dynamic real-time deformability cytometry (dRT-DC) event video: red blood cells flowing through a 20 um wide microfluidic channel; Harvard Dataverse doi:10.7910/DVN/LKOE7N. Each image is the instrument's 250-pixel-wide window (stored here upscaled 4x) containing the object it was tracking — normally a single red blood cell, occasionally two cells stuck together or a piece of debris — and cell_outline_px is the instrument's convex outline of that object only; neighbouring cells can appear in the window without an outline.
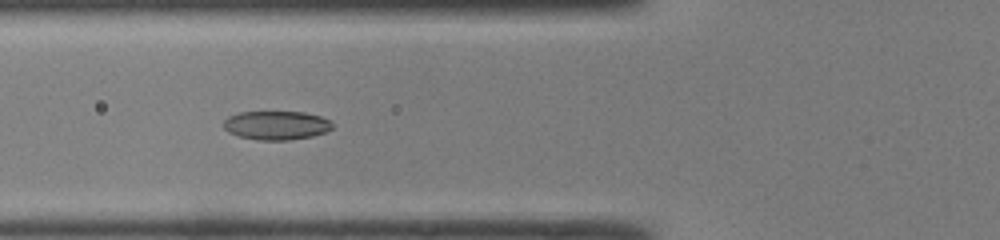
{"species": "common noctule bat (a hibernating species)", "species_latin": "Nyctalus noctula", "temperature_condition": "room temperature", "stored_images_in_passage": 47, "camera_frame_rate_fps": 3000, "um_per_image_px": 0.085, "animal": {"sex": "male", "body_mass_g": 19.0, "forearm_length_mm": 50.8}, "frame": {"image": 1, "passage_image": 18, "time_ms": 5.667, "image_size_px": [1000, 240], "cell_outline_px": [[332, 128], [324, 132], [312, 136], [288, 140], [256, 140], [240, 136], [228, 132], [224, 128], [224, 120], [228, 116], [240, 112], [304, 112], [320, 116], [328, 120], [332, 124]], "centroid_in_image_um": [23.46, 10.65], "position_along_channel_um": 102.3, "area_um2": 18.15}}
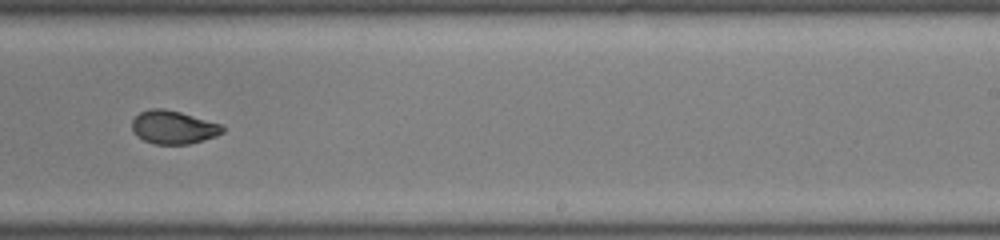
{"frame": {"image": 2, "passage_image": 30, "time_ms": 9.667, "image_size_px": [1000, 240], "cell_outline_px": [[224, 132], [216, 136], [204, 140], [188, 144], [152, 144], [136, 136], [132, 128], [132, 120], [140, 112], [152, 108], [164, 108], [180, 112], [220, 124], [224, 128]], "centroid_in_image_um": [14.71, 10.82], "position_along_channel_um": 274.3, "area_um2": 17.51}}
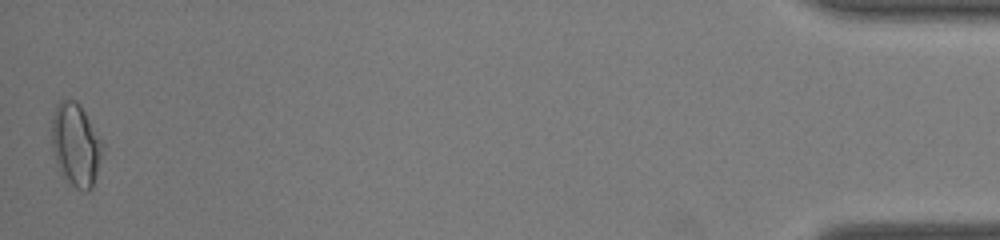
{"frame": {"image": 3, "passage_image": 47, "time_ms": 15.333, "image_size_px": [1000, 240], "cell_outline_px": [[100, 152], [96, 172], [92, 188], [88, 192], [84, 192], [76, 188], [60, 172], [52, 148], [52, 120], [56, 104], [60, 100], [76, 100], [80, 104], [100, 140]], "centroid_in_image_um": [6.39, 12.29], "position_along_channel_um": 428.8, "area_um2": 23.64}, "authors_computed_cell_mechanics": {"area_um2": 18.3226, "velocity_mm_per_s": 4.3165, "shape_relaxation_time_tau1_ms": 6.2107, "shape_relaxation_time_tau2_ms": 0.5173, "deformation_change_tau1": 0.1968, "deformation_change_tau2": 0.0403}}